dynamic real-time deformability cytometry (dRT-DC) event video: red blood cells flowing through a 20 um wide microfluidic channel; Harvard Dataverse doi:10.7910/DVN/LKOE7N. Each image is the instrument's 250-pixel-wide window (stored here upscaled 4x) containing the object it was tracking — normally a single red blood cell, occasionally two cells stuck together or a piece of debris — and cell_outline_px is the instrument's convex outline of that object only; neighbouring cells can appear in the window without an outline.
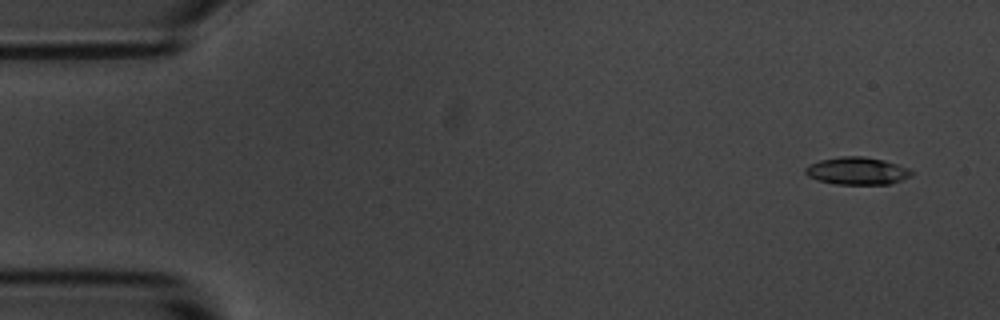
{"species": "common noctule bat (a hibernating species)", "species_latin": "Nyctalus noctula", "temperature_condition": "room temperature", "stored_images_in_passage": 5, "camera_frame_rate_fps": 3000, "um_per_image_px": 0.085, "animal": {"sex": "male", "body_mass_g": 20.1, "forearm_length_mm": 53.5}, "frame": {"image": 1, "passage_image": 1, "time_ms": 0.0, "image_size_px": [1000, 320], "cell_outline_px": [[912, 172], [908, 176], [900, 180], [888, 184], [836, 184], [820, 180], [808, 176], [804, 172], [804, 168], [808, 164], [820, 160], [840, 156], [864, 156], [884, 160], [908, 168]], "centroid_in_image_um": [72.8, 14.51], "position_along_channel_um": 12.2, "area_um2": 16.82}}
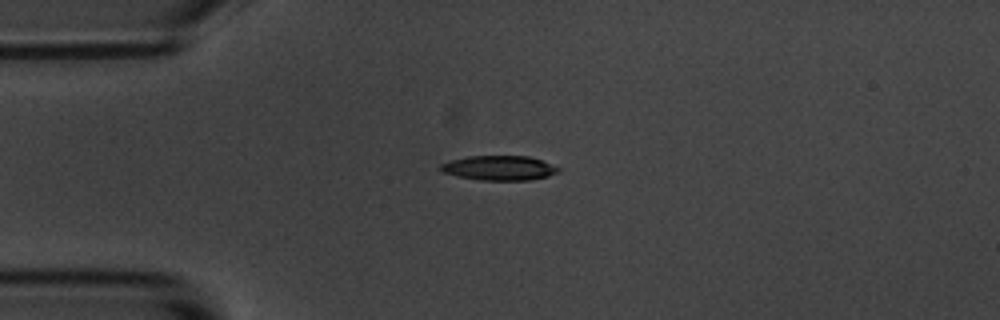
{"frame": {"image": 2, "passage_image": 4, "time_ms": 1.0, "image_size_px": [1000, 320], "cell_outline_px": [[560, 172], [548, 176], [532, 180], [480, 180], [456, 176], [444, 172], [436, 168], [440, 164], [452, 160], [468, 156], [528, 156], [540, 160], [560, 168]], "centroid_in_image_um": [42.41, 14.28], "position_along_channel_um": 42.6, "area_um2": 16.94}}